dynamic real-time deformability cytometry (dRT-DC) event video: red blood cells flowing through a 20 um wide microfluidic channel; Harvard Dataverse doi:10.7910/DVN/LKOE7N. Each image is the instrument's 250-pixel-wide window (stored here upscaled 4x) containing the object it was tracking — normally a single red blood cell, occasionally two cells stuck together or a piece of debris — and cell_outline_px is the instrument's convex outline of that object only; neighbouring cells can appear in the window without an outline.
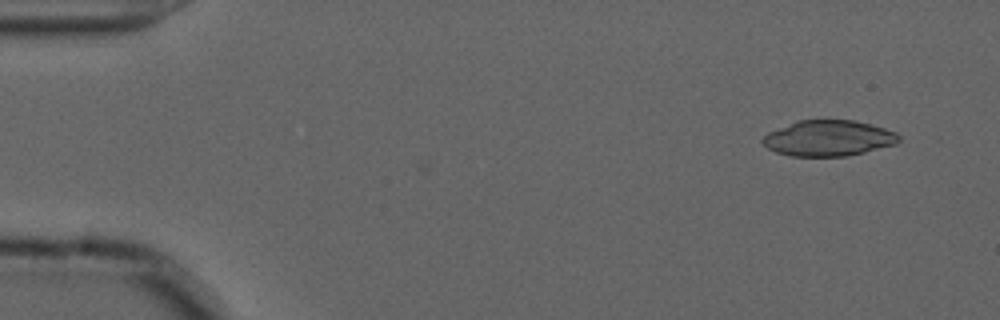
{"species": "common noctule bat (a hibernating species)", "species_latin": "Nyctalus noctula", "temperature_condition": "cold", "stored_images_in_passage": 44, "camera_frame_rate_fps": 3000, "um_per_image_px": 0.085, "animal": {"sex": "male", "forearm_length_mm": 52.5}, "frame": {"image": 1, "passage_image": 2, "time_ms": 0.333, "image_size_px": [1000, 320], "cell_outline_px": [[900, 140], [896, 144], [848, 156], [792, 156], [776, 152], [768, 148], [760, 140], [768, 132], [800, 120], [856, 120], [872, 124], [896, 132], [900, 136]], "centroid_in_image_um": [70.44, 11.75], "position_along_channel_um": 14.6, "area_um2": 28.32}}